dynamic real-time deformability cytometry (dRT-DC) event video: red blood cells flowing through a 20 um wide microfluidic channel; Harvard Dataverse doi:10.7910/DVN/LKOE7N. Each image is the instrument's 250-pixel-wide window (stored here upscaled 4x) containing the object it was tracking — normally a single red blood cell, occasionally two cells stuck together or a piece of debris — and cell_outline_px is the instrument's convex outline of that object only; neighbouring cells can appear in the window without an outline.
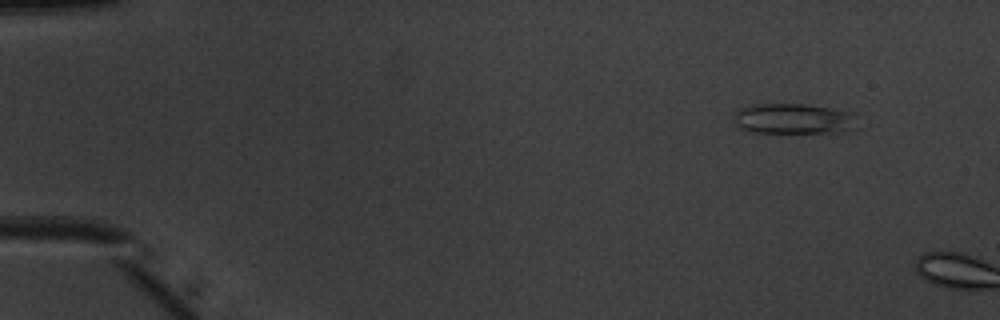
{"species": "common noctule bat (a hibernating species)", "species_latin": "Nyctalus noctula", "temperature_condition": "warm", "stored_images_in_passage": 3, "camera_frame_rate_fps": 3000, "um_per_image_px": 0.085, "animal": {"sex": "male", "body_mass_g": 20.1, "forearm_length_mm": 53.5}, "frame": {"image": 1, "passage_image": 1, "time_ms": 0.0, "image_size_px": [1000, 320], "cell_outline_px": [[848, 128], [844, 132], [748, 132], [740, 128], [736, 124], [736, 112], [740, 108], [756, 104], [808, 104], [848, 112]], "centroid_in_image_um": [67.25, 10.09], "position_along_channel_um": 17.8, "area_um2": 20.75}}